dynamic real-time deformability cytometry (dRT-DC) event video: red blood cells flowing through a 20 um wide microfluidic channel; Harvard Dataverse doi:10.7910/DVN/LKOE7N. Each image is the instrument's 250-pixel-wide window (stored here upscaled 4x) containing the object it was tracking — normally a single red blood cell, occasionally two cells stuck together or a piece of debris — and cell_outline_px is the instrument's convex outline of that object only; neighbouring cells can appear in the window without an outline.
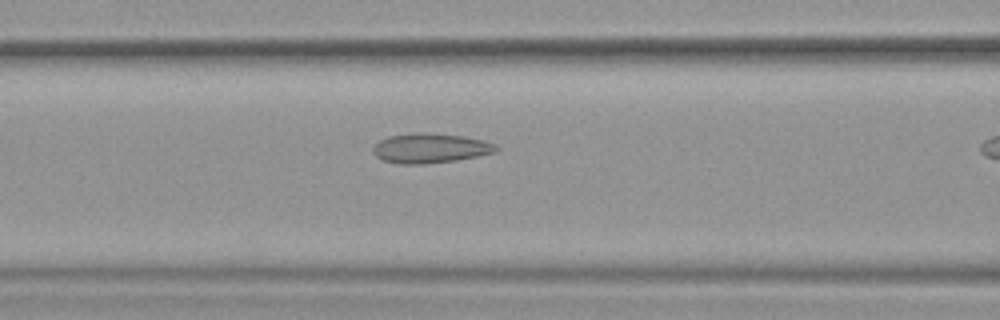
{"species": "common noctule bat (a hibernating species)", "species_latin": "Nyctalus noctula", "temperature_condition": "warm", "stored_images_in_passage": 17, "camera_frame_rate_fps": 3000, "um_per_image_px": 0.085, "animal": {"sex": "female", "body_mass_g": 19.9}, "frame": {"image": 1, "passage_image": 12, "time_ms": 3.667, "image_size_px": [1000, 320], "cell_outline_px": [[500, 148], [496, 152], [456, 160], [424, 164], [400, 164], [380, 160], [372, 152], [372, 148], [380, 140], [388, 136], [416, 132], [428, 132], [464, 136], [484, 140], [496, 144]], "centroid_in_image_um": [36.56, 12.59], "position_along_channel_um": 130.0, "area_um2": 21.56}}
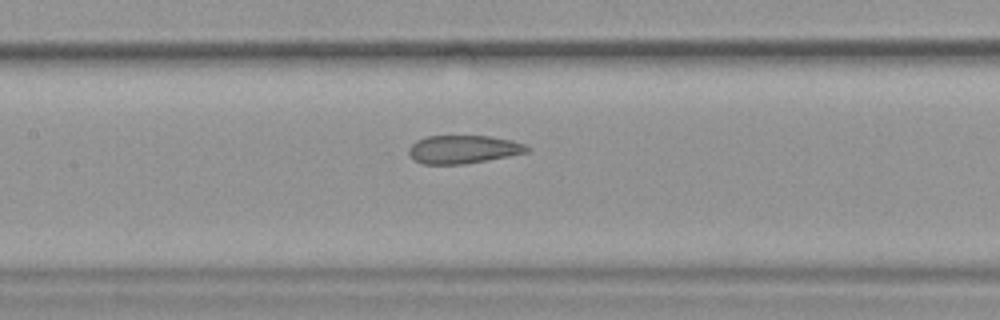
{"frame": {"image": 2, "passage_image": 15, "time_ms": 4.667, "image_size_px": [1000, 320], "cell_outline_px": [[532, 148], [528, 152], [508, 156], [464, 164], [424, 164], [416, 160], [408, 152], [408, 148], [416, 140], [428, 136], [488, 136], [512, 140], [524, 144]], "centroid_in_image_um": [39.39, 12.69], "position_along_channel_um": 168.0, "area_um2": 19.31}}